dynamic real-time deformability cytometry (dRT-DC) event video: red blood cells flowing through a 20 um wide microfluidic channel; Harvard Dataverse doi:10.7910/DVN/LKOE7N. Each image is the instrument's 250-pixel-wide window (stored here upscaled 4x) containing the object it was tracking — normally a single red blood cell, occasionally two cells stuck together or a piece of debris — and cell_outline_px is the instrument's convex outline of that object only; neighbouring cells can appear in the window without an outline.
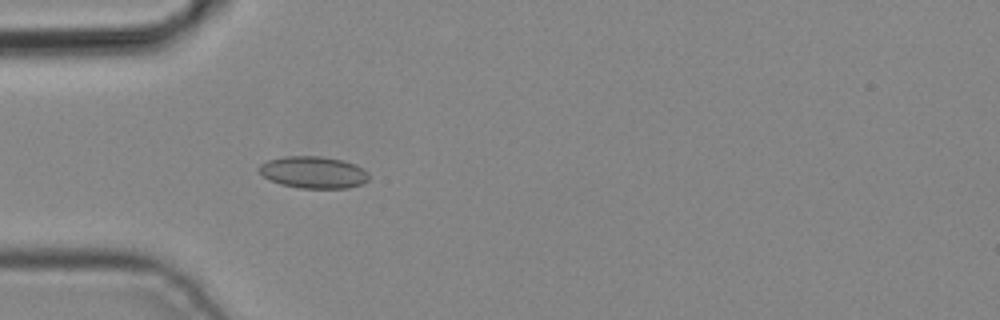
{"species": "common noctule bat (a hibernating species)", "species_latin": "Nyctalus noctula", "temperature_condition": "cold", "stored_images_in_passage": 3, "camera_frame_rate_fps": 3000, "um_per_image_px": 0.085, "animal": {"sex": "male", "body_mass_g": 19.2, "forearm_length_mm": 51.8}, "frame": {"image": 1, "passage_image": 3, "time_ms": 0.667, "image_size_px": [1000, 320], "cell_outline_px": [[368, 180], [360, 184], [348, 188], [300, 188], [280, 184], [268, 180], [256, 168], [260, 164], [268, 160], [284, 156], [320, 156], [344, 160], [356, 164], [368, 172]], "centroid_in_image_um": [26.62, 14.64], "position_along_channel_um": 58.4, "area_um2": 20.58}}